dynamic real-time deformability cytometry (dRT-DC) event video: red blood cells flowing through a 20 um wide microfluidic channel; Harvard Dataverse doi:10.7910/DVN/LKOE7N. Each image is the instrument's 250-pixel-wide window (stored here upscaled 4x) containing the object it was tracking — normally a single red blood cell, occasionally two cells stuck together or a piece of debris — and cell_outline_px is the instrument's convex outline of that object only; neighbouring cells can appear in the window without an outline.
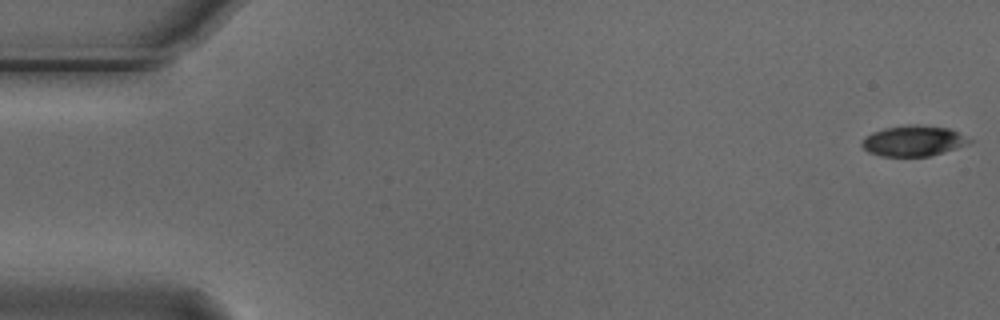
{"species": "Egyptian fruit bat (a non-hibernating species)", "species_latin": "Rousettus aegyptiacus", "temperature_condition": "cold", "stored_images_in_passage": 5, "camera_frame_rate_fps": 3000, "um_per_image_px": 0.085, "animal": {"sex": "male"}, "frame": {"image": 1, "passage_image": 1, "time_ms": 0.0, "image_size_px": [1000, 320], "cell_outline_px": [[972, 140], [968, 144], [928, 156], [880, 156], [868, 152], [860, 144], [872, 132], [884, 128], [908, 124], [916, 124], [948, 128]], "centroid_in_image_um": [77.6, 11.97], "position_along_channel_um": 7.4, "area_um2": 18.84}}
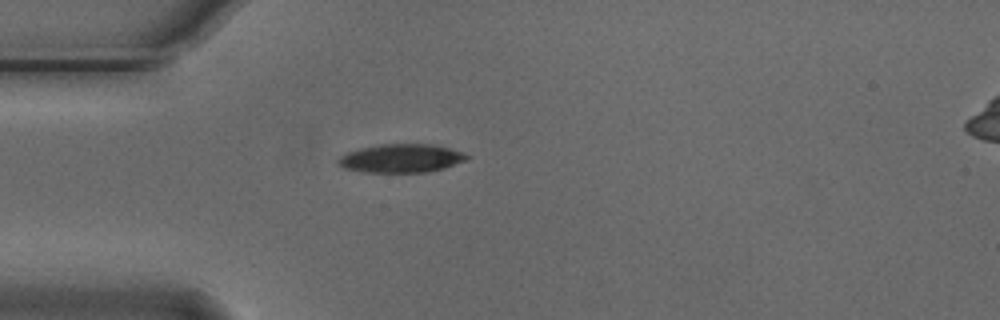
{"frame": {"image": 2, "passage_image": 4, "time_ms": 1.0, "image_size_px": [1000, 320], "cell_outline_px": [[472, 156], [464, 160], [444, 168], [424, 172], [364, 172], [344, 168], [336, 164], [336, 160], [340, 156], [348, 152], [360, 148], [380, 144], [436, 144]], "centroid_in_image_um": [34.05, 13.45], "position_along_channel_um": 50.9, "area_um2": 21.27}}